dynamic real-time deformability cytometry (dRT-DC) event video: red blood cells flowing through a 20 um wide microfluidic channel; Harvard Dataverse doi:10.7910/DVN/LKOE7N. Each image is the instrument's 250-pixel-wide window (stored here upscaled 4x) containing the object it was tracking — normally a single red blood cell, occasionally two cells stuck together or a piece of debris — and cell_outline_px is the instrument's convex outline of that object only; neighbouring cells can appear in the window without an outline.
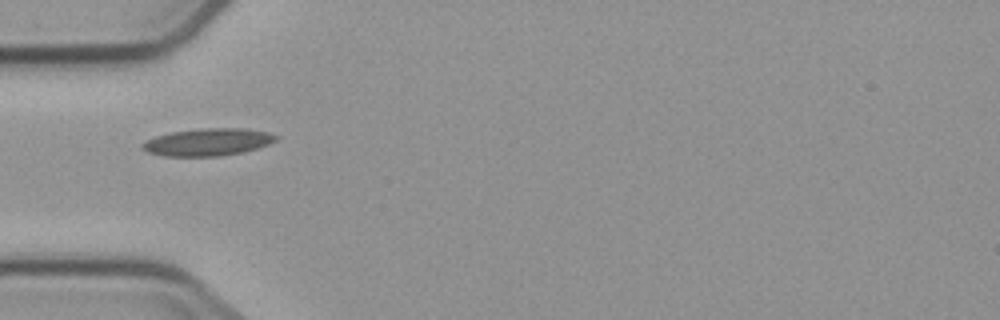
{"species": "common noctule bat (a hibernating species)", "species_latin": "Nyctalus noctula", "temperature_condition": "cold", "stored_images_in_passage": 1, "camera_frame_rate_fps": 3000, "um_per_image_px": 0.085, "animal": {"sex": "male", "body_mass_g": 23.1, "forearm_length_mm": 52.7}, "frame": {"image": 1, "passage_image": 1, "time_ms": 0.0, "image_size_px": [1000, 320], "cell_outline_px": [[280, 136], [276, 140], [268, 144], [244, 152], [220, 156], [164, 156], [148, 152], [140, 148], [140, 144], [156, 136], [172, 132], [200, 128], [248, 128], [268, 132]], "centroid_in_image_um": [17.68, 12.07], "position_along_channel_um": 67.3, "area_um2": 21.39}}